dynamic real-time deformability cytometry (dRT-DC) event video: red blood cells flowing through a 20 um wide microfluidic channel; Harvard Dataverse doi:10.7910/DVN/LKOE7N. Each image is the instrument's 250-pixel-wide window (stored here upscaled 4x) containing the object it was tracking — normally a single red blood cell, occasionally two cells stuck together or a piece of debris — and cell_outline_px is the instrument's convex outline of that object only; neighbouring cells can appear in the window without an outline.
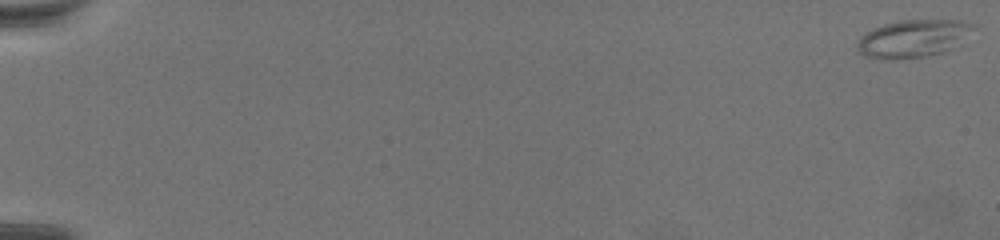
{"species": "common noctule bat (a hibernating species)", "species_latin": "Nyctalus noctula", "temperature_condition": "warm", "stored_images_in_passage": 30, "camera_frame_rate_fps": 3000, "um_per_image_px": 0.085, "animal": {"sex": "female", "body_mass_g": 19.5, "forearm_length_mm": 54.1}, "frame": {"image": 1, "passage_image": 1, "time_ms": 0.0, "image_size_px": [1000, 240], "cell_outline_px": [[980, 24], [976, 28], [952, 48], [940, 52], [924, 56], [868, 56], [860, 52], [856, 48], [856, 44], [860, 36], [872, 28], [884, 24], [900, 20], [960, 20]], "centroid_in_image_um": [77.67, 3.19], "position_along_channel_um": 7.3, "area_um2": 24.57}}
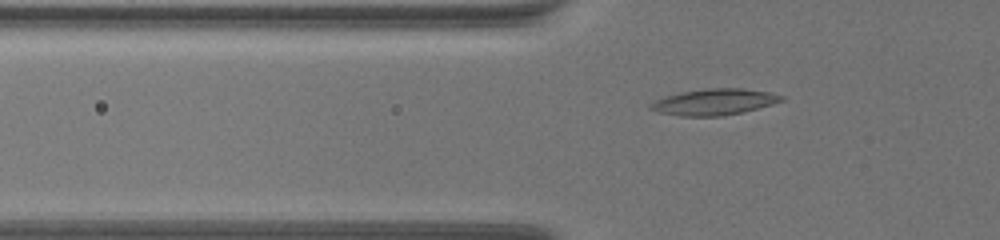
{"frame": {"image": 2, "passage_image": 27, "time_ms": 8.667, "image_size_px": [1000, 240], "cell_outline_px": [[784, 100], [772, 104], [740, 112], [720, 116], [680, 116], [656, 112], [648, 108], [648, 104], [656, 100], [680, 92], [708, 88], [744, 88], [768, 92], [784, 96]], "centroid_in_image_um": [60.67, 8.66], "position_along_channel_um": 65.1, "area_um2": 19.83}}